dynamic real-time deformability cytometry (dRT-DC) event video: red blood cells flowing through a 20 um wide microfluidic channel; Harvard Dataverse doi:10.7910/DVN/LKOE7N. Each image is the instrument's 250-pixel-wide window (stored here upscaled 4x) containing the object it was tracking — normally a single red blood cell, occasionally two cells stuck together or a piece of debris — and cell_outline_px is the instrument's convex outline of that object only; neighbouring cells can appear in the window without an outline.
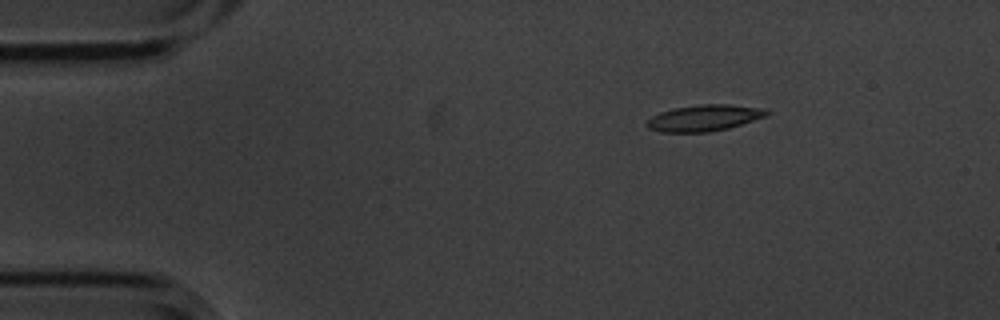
{"species": "common noctule bat (a hibernating species)", "species_latin": "Nyctalus noctula", "temperature_condition": "cold", "stored_images_in_passage": 3, "camera_frame_rate_fps": 3000, "um_per_image_px": 0.085, "animal": {"sex": "male", "body_mass_g": 20.1, "forearm_length_mm": 53.5}, "frame": {"image": 1, "passage_image": 1, "time_ms": 0.0, "image_size_px": [1000, 320], "cell_outline_px": [[772, 112], [768, 116], [728, 128], [708, 132], [660, 132], [648, 128], [644, 124], [652, 116], [660, 112], [672, 108], [700, 104], [728, 104], [768, 108]], "centroid_in_image_um": [59.9, 10.01], "position_along_channel_um": 25.1, "area_um2": 18.67}}